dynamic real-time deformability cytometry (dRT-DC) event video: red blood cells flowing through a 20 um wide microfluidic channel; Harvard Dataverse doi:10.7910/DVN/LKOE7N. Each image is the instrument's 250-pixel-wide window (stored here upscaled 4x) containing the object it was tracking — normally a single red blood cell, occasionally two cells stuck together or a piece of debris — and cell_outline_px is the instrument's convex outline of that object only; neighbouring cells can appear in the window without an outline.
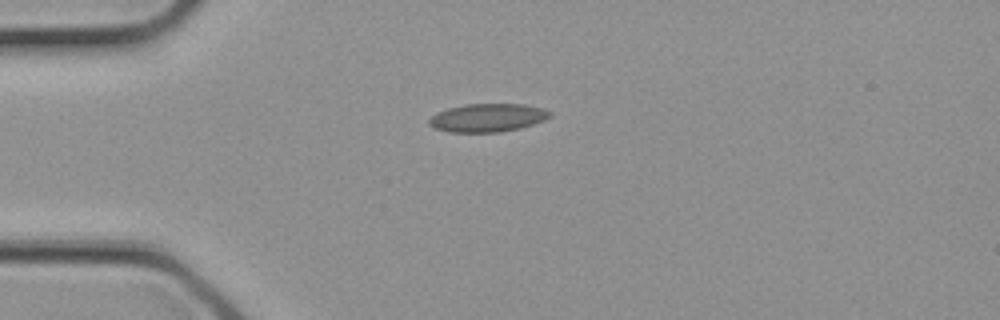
{"species": "common noctule bat (a hibernating species)", "species_latin": "Nyctalus noctula", "temperature_condition": "cold", "stored_images_in_passage": 1, "camera_frame_rate_fps": 3000, "um_per_image_px": 0.085, "animal": {"sex": "female", "body_mass_g": 21.9}, "frame": {"image": 1, "passage_image": 1, "time_ms": 0.0, "image_size_px": [1000, 320], "cell_outline_px": [[552, 116], [544, 120], [520, 128], [500, 132], [448, 132], [432, 128], [428, 124], [428, 120], [436, 112], [448, 108], [464, 104], [524, 104], [540, 108], [552, 112]], "centroid_in_image_um": [41.4, 10.01], "position_along_channel_um": 43.6, "area_um2": 20.0}}